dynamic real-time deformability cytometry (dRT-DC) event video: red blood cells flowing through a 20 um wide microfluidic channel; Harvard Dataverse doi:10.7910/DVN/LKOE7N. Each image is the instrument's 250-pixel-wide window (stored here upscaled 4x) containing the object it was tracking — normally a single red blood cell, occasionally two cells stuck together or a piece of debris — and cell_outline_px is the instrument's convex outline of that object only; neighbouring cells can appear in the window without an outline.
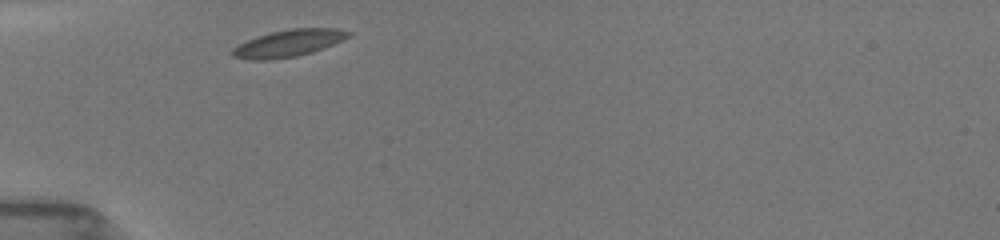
{"species": "common noctule bat (a hibernating species)", "species_latin": "Nyctalus noctula", "temperature_condition": "room temperature", "stored_images_in_passage": 36, "camera_frame_rate_fps": 3000, "um_per_image_px": 0.085, "animal": {"sex": "female", "body_mass_g": 19.5, "forearm_length_mm": 54.1}, "frame": {"image": 1, "passage_image": 1, "time_ms": 0.0, "image_size_px": [1000, 240], "cell_outline_px": [[352, 36], [324, 48], [312, 52], [296, 56], [272, 60], [248, 60], [232, 56], [232, 48], [256, 36], [268, 32], [292, 28], [336, 28], [352, 32]], "centroid_in_image_um": [24.54, 3.67], "position_along_channel_um": 60.5, "area_um2": 18.44}}
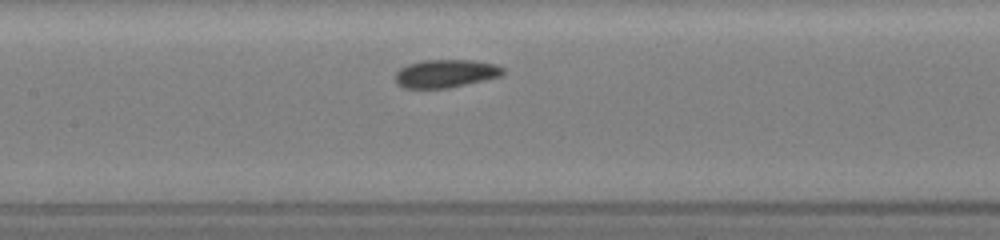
{"frame": {"image": 2, "passage_image": 8, "time_ms": 3.0, "image_size_px": [1000, 240], "cell_outline_px": [[504, 72], [500, 76], [484, 80], [448, 88], [404, 88], [396, 84], [396, 72], [400, 68], [408, 64], [424, 60], [476, 60], [492, 64], [504, 68]], "centroid_in_image_um": [37.86, 6.25], "position_along_channel_um": 169.5, "area_um2": 17.51}}
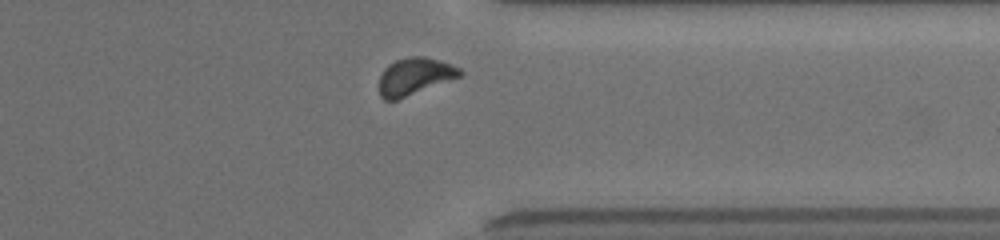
{"frame": {"image": 3, "passage_image": 32, "time_ms": 8.333, "image_size_px": [1000, 240], "cell_outline_px": [[464, 72], [460, 76], [396, 100], [384, 100], [380, 96], [380, 76], [384, 68], [388, 64], [396, 60], [408, 56], [424, 56], [440, 60], [460, 68]], "centroid_in_image_um": [35.23, 6.47], "position_along_channel_um": 376.2, "area_um2": 17.28}, "authors_computed_cell_mechanics": {"area_um2": 17.4267, "velocity_mm_per_s": 3.9014, "shape_relaxation_time_tau1_ms": 1.7491, "shape_relaxation_time_tau2_ms": 3.1789, "deformation_change_tau1": 0.0792, "deformation_change_tau2": 0.0647}}